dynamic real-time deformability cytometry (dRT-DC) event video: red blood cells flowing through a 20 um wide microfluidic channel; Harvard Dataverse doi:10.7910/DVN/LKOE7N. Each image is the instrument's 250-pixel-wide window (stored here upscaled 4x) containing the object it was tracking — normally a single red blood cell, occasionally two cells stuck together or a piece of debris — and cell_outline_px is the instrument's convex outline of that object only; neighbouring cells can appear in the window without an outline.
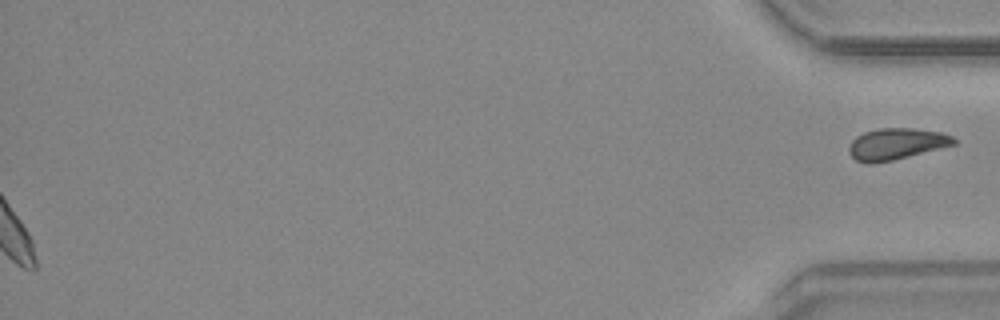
{"species": "common noctule bat (a hibernating species)", "species_latin": "Nyctalus noctula", "temperature_condition": "warm", "stored_images_in_passage": 53, "segment_of_instrument_passage": [2, 2], "camera_frame_rate_fps": 3000, "um_per_image_px": 0.085, "animal": {"sex": "male", "body_mass_g": 20.4}, "frame": {"image": 1, "passage_image": 53, "time_ms": 17.333, "image_size_px": [1000, 320], "cell_outline_px": [[956, 144], [892, 160], [856, 160], [848, 152], [848, 148], [852, 140], [856, 136], [864, 132], [880, 128], [912, 128], [940, 132], [952, 136], [956, 140]], "centroid_in_image_um": [76.22, 12.18], "position_along_channel_um": 359.0, "area_um2": 18.5}}